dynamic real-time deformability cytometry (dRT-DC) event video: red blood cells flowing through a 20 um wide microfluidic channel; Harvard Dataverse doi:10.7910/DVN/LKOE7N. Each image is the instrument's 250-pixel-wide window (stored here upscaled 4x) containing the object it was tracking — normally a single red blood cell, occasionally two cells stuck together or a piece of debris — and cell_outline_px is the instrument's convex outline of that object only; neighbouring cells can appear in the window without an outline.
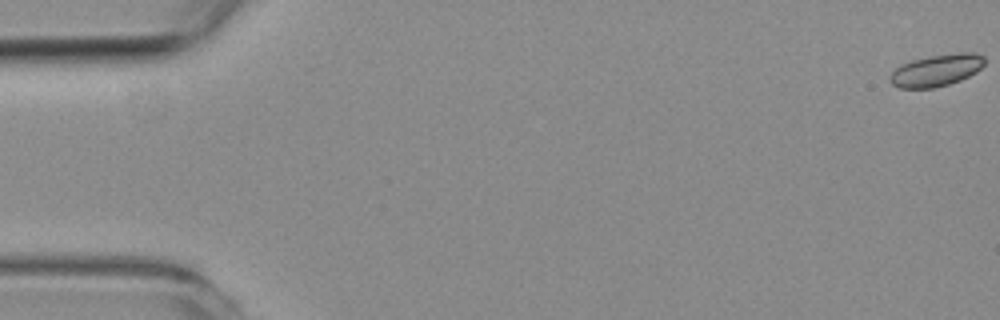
{"species": "common noctule bat (a hibernating species)", "species_latin": "Nyctalus noctula", "temperature_condition": "room temperature", "stored_images_in_passage": 54, "camera_frame_rate_fps": 3000, "um_per_image_px": 0.085, "animal": {"sex": "female", "body_mass_g": 19.3, "forearm_length_mm": 54.1}, "frame": {"image": 1, "passage_image": 1, "time_ms": 0.0, "image_size_px": [1000, 320], "cell_outline_px": [[984, 64], [976, 72], [960, 80], [948, 84], [932, 88], [900, 88], [892, 84], [892, 72], [900, 64], [912, 60], [932, 56], [960, 52], [972, 52], [984, 56]], "centroid_in_image_um": [79.62, 5.97], "position_along_channel_um": 5.4, "area_um2": 17.28}}
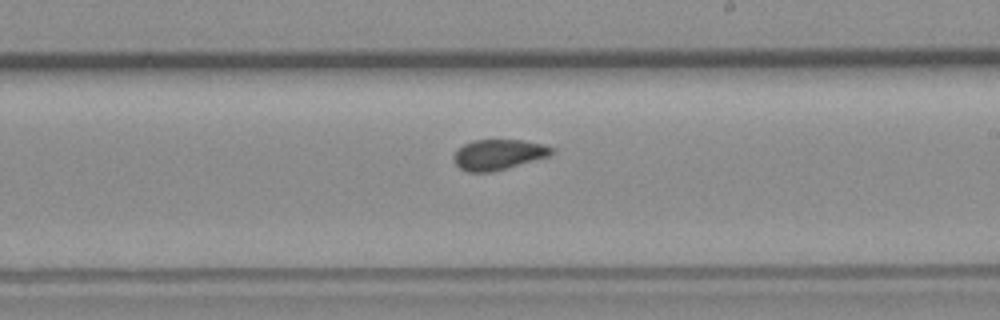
{"frame": {"image": 2, "passage_image": 31, "time_ms": 10.0, "image_size_px": [1000, 320], "cell_outline_px": [[556, 148], [548, 156], [492, 172], [468, 172], [460, 168], [456, 164], [456, 152], [464, 144], [472, 140], [524, 140], [544, 144]], "centroid_in_image_um": [42.4, 13.12], "position_along_channel_um": 246.6, "area_um2": 17.05}}
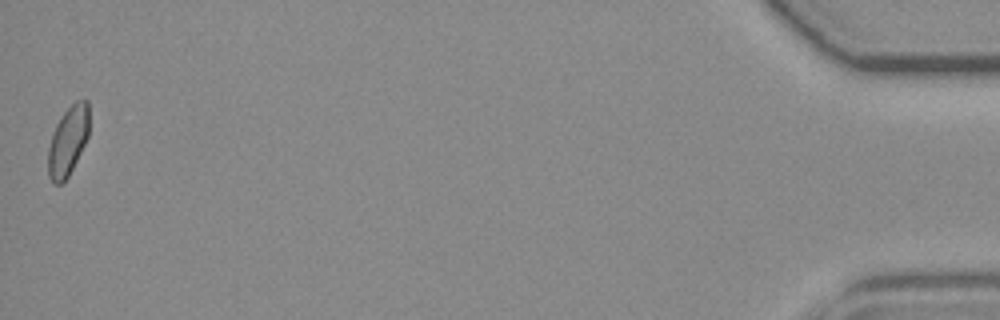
{"frame": {"image": 3, "passage_image": 54, "time_ms": 17.667, "image_size_px": [1000, 320], "cell_outline_px": [[88, 136], [68, 176], [60, 184], [56, 184], [48, 176], [48, 148], [52, 132], [60, 116], [76, 100], [88, 100]], "centroid_in_image_um": [5.76, 11.96], "position_along_channel_um": 429.4, "area_um2": 16.3}, "authors_computed_cell_mechanics": {"area_um2": 17.4267, "velocity_mm_per_s": 3.7377, "shape_relaxation_time_tau1_ms": null, "shape_relaxation_time_tau2_ms": 1.9152, "deformation_change_tau1": null, "deformation_change_tau2": 0.0723}}